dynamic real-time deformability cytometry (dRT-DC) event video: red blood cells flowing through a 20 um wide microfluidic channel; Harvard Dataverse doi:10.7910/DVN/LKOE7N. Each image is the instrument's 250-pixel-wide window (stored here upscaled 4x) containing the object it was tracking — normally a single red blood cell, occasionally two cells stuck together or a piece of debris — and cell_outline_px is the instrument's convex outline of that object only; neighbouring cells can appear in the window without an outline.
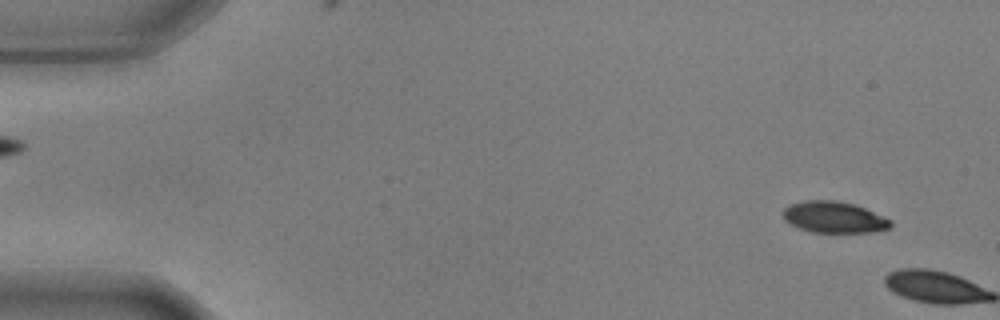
{"species": "common noctule bat (a hibernating species)", "species_latin": "Nyctalus noctula", "temperature_condition": "warm", "stored_images_in_passage": 5, "camera_frame_rate_fps": 3000, "um_per_image_px": 0.085, "animal": {"sex": "male", "body_mass_g": 17.9, "forearm_length_mm": 54.2}, "frame": {"image": 1, "passage_image": 4, "time_ms": 1.0, "image_size_px": [1000, 320], "cell_outline_px": [[892, 224], [888, 228], [872, 232], [812, 232], [800, 228], [784, 220], [784, 208], [788, 204], [804, 200], [836, 200], [856, 204], [892, 220]], "centroid_in_image_um": [70.89, 18.44], "position_along_channel_um": 14.1, "area_um2": 19.65}}